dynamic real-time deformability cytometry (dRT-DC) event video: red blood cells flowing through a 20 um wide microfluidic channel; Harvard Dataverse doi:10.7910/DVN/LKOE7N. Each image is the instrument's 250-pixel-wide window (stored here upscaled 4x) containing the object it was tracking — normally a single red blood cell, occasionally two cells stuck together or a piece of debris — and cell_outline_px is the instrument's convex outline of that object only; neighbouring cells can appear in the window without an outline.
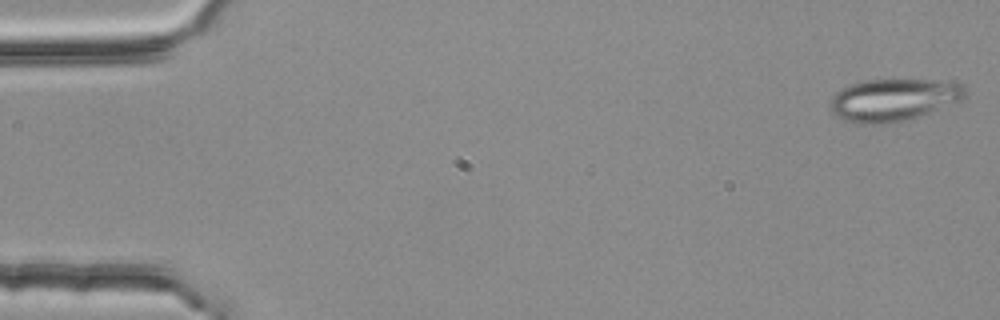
{"species": "common noctule bat (a hibernating species)", "species_latin": "Nyctalus noctula", "temperature_condition": "room temperature", "stored_images_in_passage": 4, "camera_frame_rate_fps": 3000, "um_per_image_px": 0.085, "animal": {"sex": "female", "body_mass_g": 25.1}, "frame": {"image": 1, "passage_image": 1, "time_ms": 0.0, "image_size_px": [1000, 320], "cell_outline_px": [[968, 92], [960, 100], [912, 120], [892, 124], [856, 124], [832, 116], [832, 96], [836, 92], [852, 84], [864, 80], [952, 80], [964, 84]], "centroid_in_image_um": [75.99, 8.51], "position_along_channel_um": 9.0, "area_um2": 33.87}}